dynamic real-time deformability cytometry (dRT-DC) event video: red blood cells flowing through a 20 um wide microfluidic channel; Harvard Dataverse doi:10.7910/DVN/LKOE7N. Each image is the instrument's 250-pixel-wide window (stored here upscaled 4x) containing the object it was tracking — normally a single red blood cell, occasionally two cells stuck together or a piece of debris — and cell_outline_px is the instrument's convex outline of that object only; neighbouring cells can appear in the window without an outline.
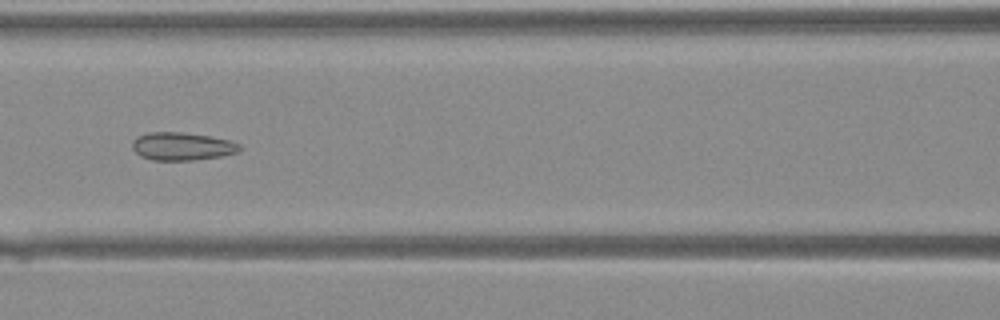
{"species": "Egyptian fruit bat (a non-hibernating species)", "species_latin": "Rousettus aegyptiacus", "temperature_condition": "warm", "stored_images_in_passage": 43, "camera_frame_rate_fps": 3000, "um_per_image_px": 0.085, "animal": {"sex": "female"}, "frame": {"image": 1, "passage_image": 20, "time_ms": 6.333, "image_size_px": [1000, 320], "cell_outline_px": [[240, 148], [236, 152], [220, 156], [192, 160], [152, 160], [140, 156], [132, 148], [132, 140], [136, 136], [148, 132], [184, 132], [208, 136], [228, 140], [240, 144]], "centroid_in_image_um": [15.41, 12.43], "position_along_channel_um": 151.2, "area_um2": 17.4}}
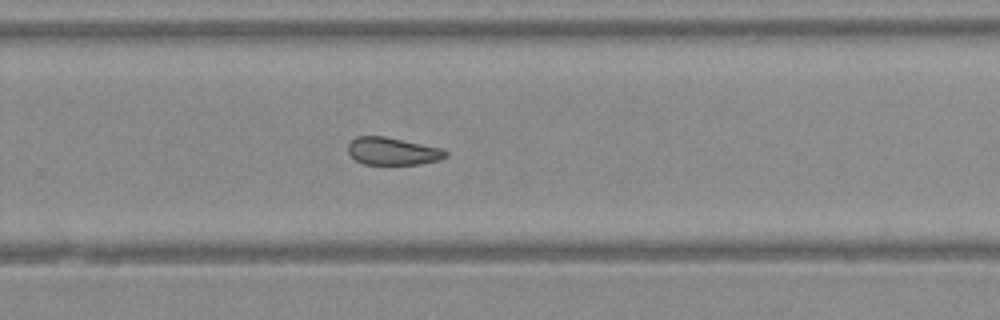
{"frame": {"image": 2, "passage_image": 29, "time_ms": 9.333, "image_size_px": [1000, 320], "cell_outline_px": [[448, 156], [440, 160], [420, 164], [364, 164], [356, 160], [348, 152], [348, 144], [356, 136], [384, 136], [440, 148], [448, 152]], "centroid_in_image_um": [33.37, 12.85], "position_along_channel_um": 296.4, "area_um2": 15.55}}
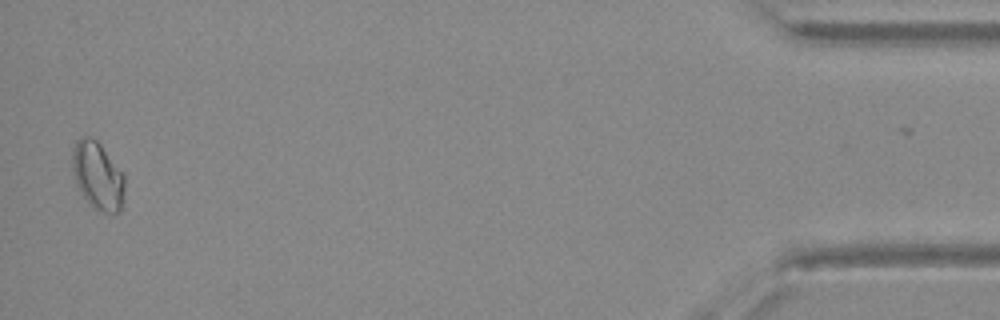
{"frame": {"image": 3, "passage_image": 42, "time_ms": 13.667, "image_size_px": [1000, 320], "cell_outline_px": [[124, 192], [120, 212], [104, 212], [96, 208], [80, 192], [76, 184], [72, 172], [72, 148], [76, 140], [84, 136], [88, 136], [96, 140], [100, 144], [124, 172]], "centroid_in_image_um": [8.3, 14.89], "position_along_channel_um": 426.9, "area_um2": 20.63}}